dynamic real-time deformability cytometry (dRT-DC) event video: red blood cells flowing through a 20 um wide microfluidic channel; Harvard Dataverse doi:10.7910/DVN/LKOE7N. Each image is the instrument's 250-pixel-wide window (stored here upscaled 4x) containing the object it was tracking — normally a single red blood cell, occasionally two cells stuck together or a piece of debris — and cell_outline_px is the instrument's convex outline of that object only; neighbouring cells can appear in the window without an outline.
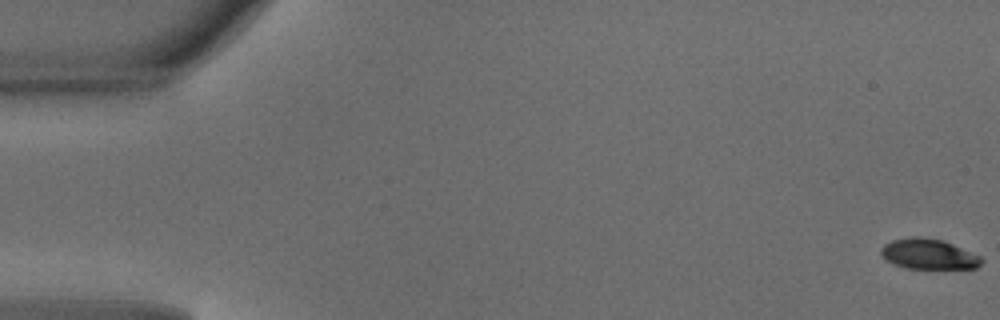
{"species": "common noctule bat (a hibernating species)", "species_latin": "Nyctalus noctula", "temperature_condition": "warm", "stored_images_in_passage": 50, "camera_frame_rate_fps": 3000, "um_per_image_px": 0.085, "animal": {"sex": "male", "body_mass_g": 18.8}, "frame": {"image": 1, "passage_image": 1, "time_ms": 0.0, "image_size_px": [1000, 320], "cell_outline_px": [[984, 260], [976, 268], [904, 268], [884, 260], [880, 256], [880, 248], [884, 244], [892, 240], [912, 236], [920, 236], [944, 240], [980, 256]], "centroid_in_image_um": [78.87, 21.58], "position_along_channel_um": 6.1, "area_um2": 17.92}}
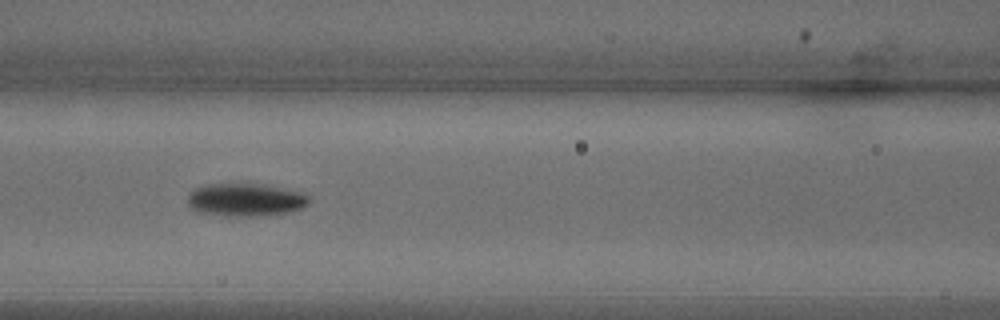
{"frame": {"image": 2, "passage_image": 22, "time_ms": 7.0, "image_size_px": [1000, 320], "cell_outline_px": [[308, 204], [300, 208], [288, 212], [260, 216], [224, 216], [196, 212], [188, 204], [188, 196], [192, 188], [204, 184], [264, 184], [300, 192], [308, 196]], "centroid_in_image_um": [20.8, 16.98], "position_along_channel_um": 145.8, "area_um2": 23.35}}
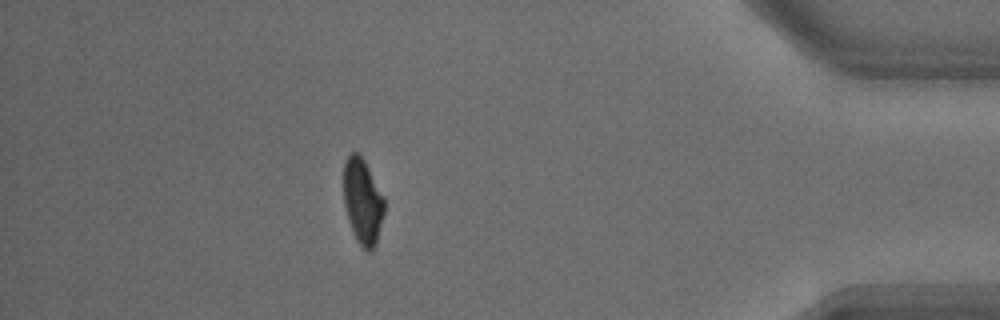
{"frame": {"image": 3, "passage_image": 44, "time_ms": 14.333, "image_size_px": [1000, 320], "cell_outline_px": [[384, 212], [376, 244], [368, 252], [356, 240], [352, 232], [348, 220], [344, 204], [344, 164], [348, 156], [352, 152], [356, 152], [364, 160], [384, 196]], "centroid_in_image_um": [30.82, 17.12], "position_along_channel_um": 404.4, "area_um2": 20.11}, "authors_computed_cell_mechanics": {"area_um2": 21.0103, "velocity_mm_per_s": 4.1494, "shape_relaxation_time_tau1_ms": 2.1972, "shape_relaxation_time_tau2_ms": 8.5971, "deformation_change_tau1": 0.1445, "deformation_change_tau2": 0.1108}}